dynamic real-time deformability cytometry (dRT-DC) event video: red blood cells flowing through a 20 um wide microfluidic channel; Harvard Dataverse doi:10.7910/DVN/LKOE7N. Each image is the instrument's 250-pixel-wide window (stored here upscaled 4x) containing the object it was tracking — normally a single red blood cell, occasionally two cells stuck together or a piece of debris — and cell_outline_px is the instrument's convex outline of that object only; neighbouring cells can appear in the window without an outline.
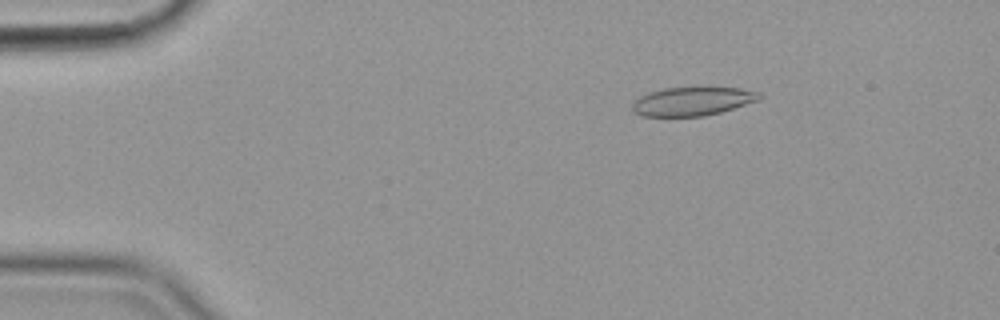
{"species": "common noctule bat (a hibernating species)", "species_latin": "Nyctalus noctula", "temperature_condition": "cold", "stored_images_in_passage": 56, "camera_frame_rate_fps": 3000, "um_per_image_px": 0.085, "animal": {"sex": "female", "body_mass_g": 19.9}, "frame": {"image": 1, "passage_image": 9, "time_ms": 2.667, "image_size_px": [1000, 320], "cell_outline_px": [[764, 96], [760, 100], [720, 112], [704, 116], [640, 116], [632, 112], [632, 104], [640, 96], [648, 92], [664, 88], [740, 88], [760, 92]], "centroid_in_image_um": [58.86, 8.62], "position_along_channel_um": 26.1, "area_um2": 21.21}}
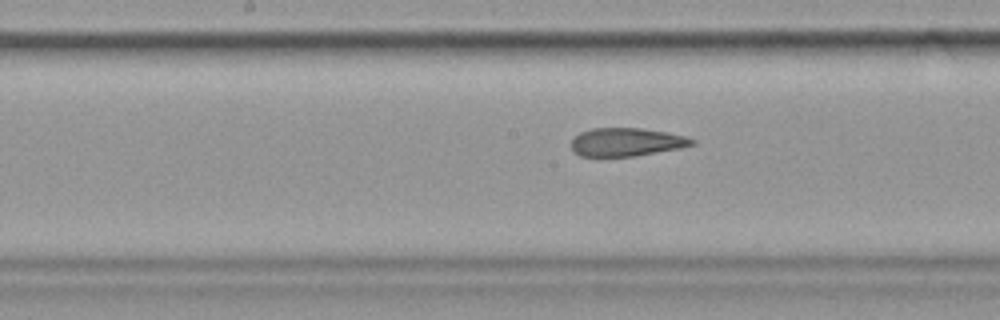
{"frame": {"image": 2, "passage_image": 29, "time_ms": 9.333, "image_size_px": [1000, 320], "cell_outline_px": [[696, 144], [680, 148], [636, 156], [580, 156], [572, 152], [572, 140], [580, 132], [592, 128], [644, 128], [668, 132], [688, 136], [696, 140]], "centroid_in_image_um": [53.29, 12.07], "position_along_channel_um": 194.9, "area_um2": 20.11}}
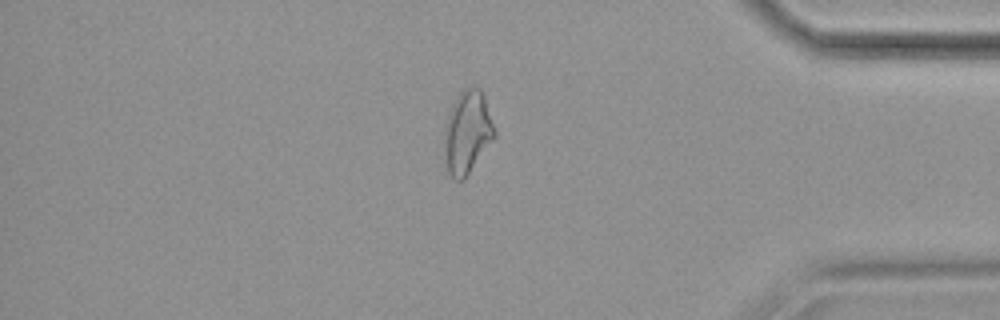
{"frame": {"image": 3, "passage_image": 48, "time_ms": 15.667, "image_size_px": [1000, 320], "cell_outline_px": [[496, 136], [464, 180], [456, 180], [448, 172], [444, 148], [444, 124], [452, 104], [456, 96], [460, 92], [472, 84], [480, 88], [484, 96], [496, 132]], "centroid_in_image_um": [39.72, 11.21], "position_along_channel_um": 395.5, "area_um2": 24.39}, "authors_computed_cell_mechanics": {"area_um2": 21.9929, "velocity_mm_per_s": 3.5771, "shape_relaxation_time_tau1_ms": null, "shape_relaxation_time_tau2_ms": 2.7241, "deformation_change_tau1": null, "deformation_change_tau2": 0.1144}}